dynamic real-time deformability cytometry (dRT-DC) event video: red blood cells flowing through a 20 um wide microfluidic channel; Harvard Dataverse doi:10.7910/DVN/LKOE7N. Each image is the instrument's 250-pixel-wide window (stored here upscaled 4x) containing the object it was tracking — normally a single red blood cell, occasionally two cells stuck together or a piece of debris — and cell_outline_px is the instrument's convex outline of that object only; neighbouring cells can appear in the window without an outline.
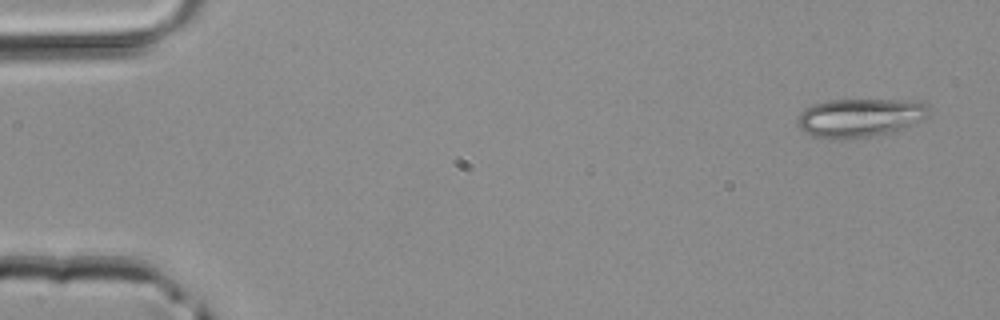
{"species": "common noctule bat (a hibernating species)", "species_latin": "Nyctalus noctula", "temperature_condition": "room temperature", "stored_images_in_passage": 3, "camera_frame_rate_fps": 3000, "um_per_image_px": 0.085, "animal": {"sex": "male", "body_mass_g": 20.4}, "frame": {"image": 1, "passage_image": 1, "time_ms": 0.0, "image_size_px": [1000, 320], "cell_outline_px": [[932, 108], [928, 116], [904, 128], [888, 132], [868, 136], [844, 140], [832, 140], [812, 136], [804, 132], [800, 128], [796, 116], [804, 108], [828, 100], [924, 100]], "centroid_in_image_um": [73.1, 10.0], "position_along_channel_um": 11.9, "area_um2": 29.94}}
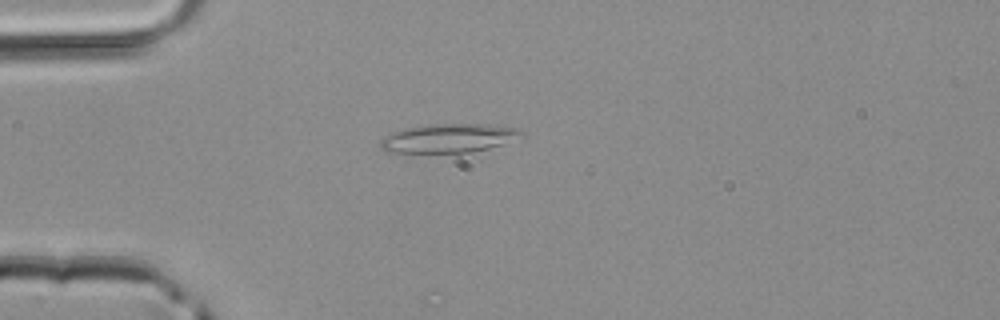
{"frame": {"image": 2, "passage_image": 3, "time_ms": 0.667, "image_size_px": [1000, 320], "cell_outline_px": [[524, 136], [488, 148], [472, 152], [384, 152], [380, 148], [380, 140], [384, 136], [392, 132], [404, 128], [432, 124], [484, 124], [516, 128], [524, 132]], "centroid_in_image_um": [38.09, 11.74], "position_along_channel_um": 46.9, "area_um2": 23.52}}